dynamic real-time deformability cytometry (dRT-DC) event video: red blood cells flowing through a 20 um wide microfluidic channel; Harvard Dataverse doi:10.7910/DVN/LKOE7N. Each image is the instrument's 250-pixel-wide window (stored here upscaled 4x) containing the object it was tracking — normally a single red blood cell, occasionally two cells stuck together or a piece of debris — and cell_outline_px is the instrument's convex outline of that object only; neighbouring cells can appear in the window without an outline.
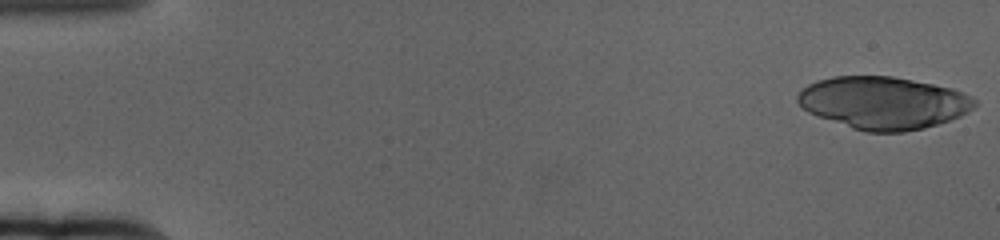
{"species": "human", "species_latin": "Homo sapiens", "temperature_condition": "cold", "stored_images_in_passage": 59, "camera_frame_rate_fps": 3000, "um_per_image_px": 0.085, "donor": {"sex": "female"}, "frame": {"image": 1, "passage_image": 1, "time_ms": 0.0, "image_size_px": [1000, 240], "cell_outline_px": [[976, 104], [968, 112], [960, 116], [924, 128], [904, 132], [864, 132], [852, 128], [808, 112], [796, 100], [796, 96], [808, 84], [816, 80], [832, 76], [892, 76], [952, 88], [972, 96], [976, 100]], "centroid_in_image_um": [75.08, 8.73], "position_along_channel_um": 9.9, "area_um2": 53.93}}
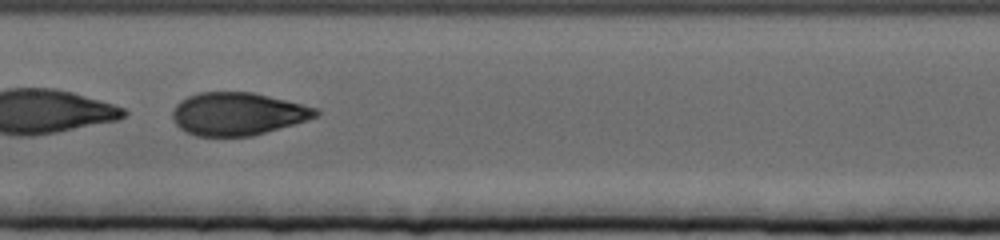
{"frame": {"image": 2, "passage_image": 31, "time_ms": 10.0, "image_size_px": [1000, 240], "cell_outline_px": [[320, 112], [316, 116], [292, 124], [252, 136], [196, 136], [184, 132], [172, 120], [172, 112], [176, 104], [180, 100], [188, 96], [200, 92], [252, 92], [316, 108]], "centroid_in_image_um": [20.12, 9.68], "position_along_channel_um": 187.3, "area_um2": 35.37}}
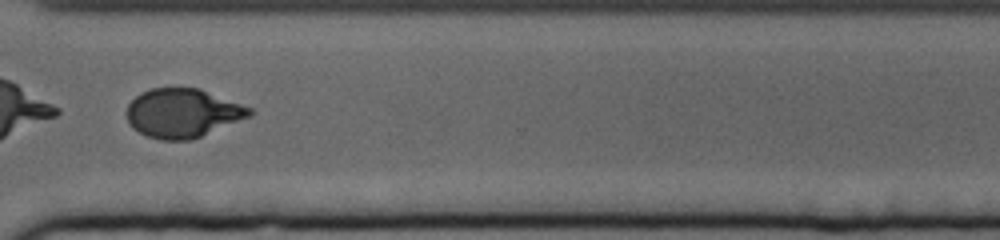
{"frame": {"image": 3, "passage_image": 46, "time_ms": 15.0, "image_size_px": [1000, 240], "cell_outline_px": [[256, 112], [252, 116], [200, 136], [188, 140], [160, 140], [148, 136], [140, 132], [128, 120], [124, 112], [128, 104], [140, 92], [152, 88], [200, 88], [252, 108]], "centroid_in_image_um": [15.55, 9.6], "position_along_channel_um": 355.1, "area_um2": 34.97}, "authors_computed_cell_mechanics": {"area_um2": 36.9342, "velocity_mm_per_s": 3.3595, "shape_relaxation_time_tau1_ms": 4.2955, "shape_relaxation_time_tau2_ms": 1.1371, "deformation_change_tau1": 0.1908, "deformation_change_tau2": 0.063}}